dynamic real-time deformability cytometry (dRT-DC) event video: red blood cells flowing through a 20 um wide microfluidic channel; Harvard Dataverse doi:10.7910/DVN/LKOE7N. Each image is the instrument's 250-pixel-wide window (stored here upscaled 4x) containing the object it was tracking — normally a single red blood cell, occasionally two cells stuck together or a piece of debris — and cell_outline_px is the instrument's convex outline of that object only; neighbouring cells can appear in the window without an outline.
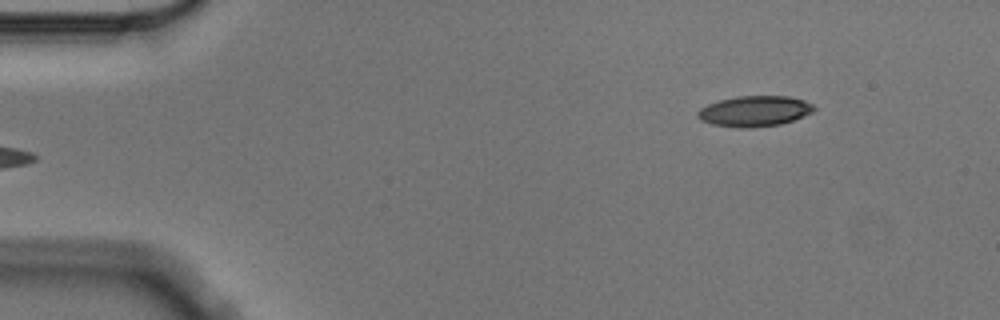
{"species": "Egyptian fruit bat (a non-hibernating species)", "species_latin": "Rousettus aegyptiacus", "temperature_condition": "cold", "stored_images_in_passage": 5, "segment_of_instrument_passage": [2, 2], "camera_frame_rate_fps": 3000, "um_per_image_px": 0.085, "animal": {"sex": "male"}, "frame": {"image": 1, "passage_image": 5, "time_ms": 1.333, "image_size_px": [1000, 320], "cell_outline_px": [[816, 108], [812, 112], [792, 120], [780, 124], [752, 128], [740, 128], [712, 124], [700, 120], [696, 116], [696, 112], [700, 108], [708, 104], [720, 100], [736, 96], [788, 96], [804, 100], [812, 104]], "centroid_in_image_um": [64.1, 9.45], "position_along_channel_um": 20.9, "area_um2": 20.75}}